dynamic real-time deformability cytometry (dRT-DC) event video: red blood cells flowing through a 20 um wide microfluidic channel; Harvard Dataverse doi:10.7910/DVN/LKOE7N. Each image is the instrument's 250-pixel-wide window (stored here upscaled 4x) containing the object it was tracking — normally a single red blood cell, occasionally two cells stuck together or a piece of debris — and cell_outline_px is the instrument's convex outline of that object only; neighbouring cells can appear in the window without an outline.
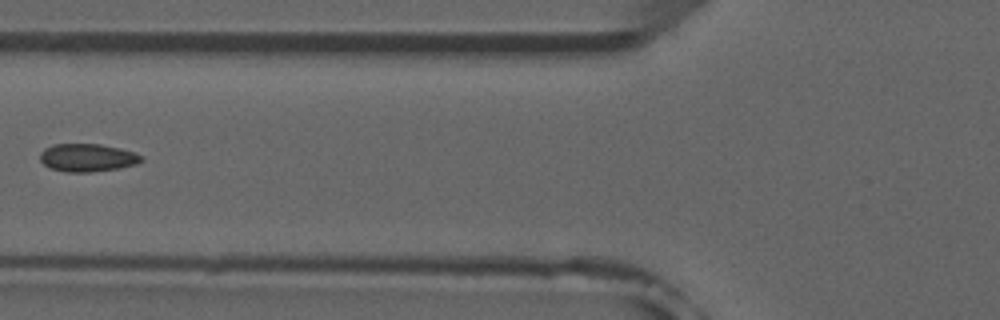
{"species": "common noctule bat (a hibernating species)", "species_latin": "Nyctalus noctula", "temperature_condition": "room temperature", "stored_images_in_passage": 7, "camera_frame_rate_fps": 3000, "um_per_image_px": 0.085, "animal": {"sex": "male", "forearm_length_mm": 52.5}, "frame": {"image": 1, "passage_image": 6, "time_ms": 6.0, "image_size_px": [1000, 320], "cell_outline_px": [[144, 160], [136, 164], [116, 168], [92, 172], [68, 172], [48, 168], [40, 160], [40, 152], [44, 148], [52, 144], [100, 144], [120, 148], [136, 152]], "centroid_in_image_um": [7.4, 13.39], "position_along_channel_um": 118.4, "area_um2": 16.53}}
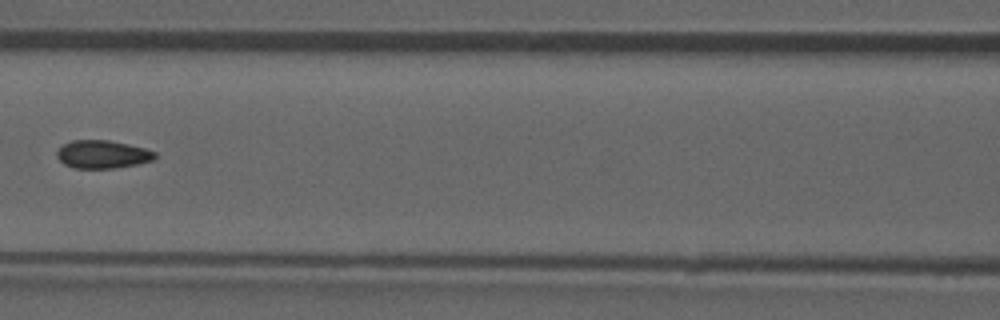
{"frame": {"image": 2, "passage_image": 7, "time_ms": 7.0, "image_size_px": [1000, 320], "cell_outline_px": [[156, 156], [152, 160], [140, 164], [116, 168], [72, 168], [64, 164], [56, 156], [56, 152], [64, 144], [72, 140], [108, 140], [128, 144], [144, 148], [156, 152]], "centroid_in_image_um": [8.71, 13.12], "position_along_channel_um": 157.9, "area_um2": 16.07}}